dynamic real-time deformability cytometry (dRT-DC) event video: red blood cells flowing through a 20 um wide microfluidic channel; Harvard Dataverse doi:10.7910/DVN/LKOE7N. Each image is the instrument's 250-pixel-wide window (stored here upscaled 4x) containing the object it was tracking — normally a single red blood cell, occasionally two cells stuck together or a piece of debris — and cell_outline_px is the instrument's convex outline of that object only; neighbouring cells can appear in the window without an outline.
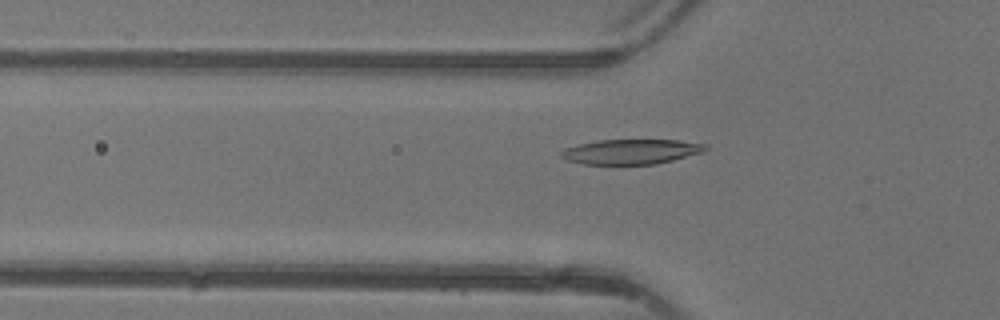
{"species": "common noctule bat (a hibernating species)", "species_latin": "Nyctalus noctula", "temperature_condition": "warm", "stored_images_in_passage": 48, "camera_frame_rate_fps": 3000, "um_per_image_px": 0.085, "animal": {"sex": "female"}, "frame": {"image": 1, "passage_image": 17, "time_ms": 5.333, "image_size_px": [1000, 320], "cell_outline_px": [[708, 148], [700, 152], [672, 160], [656, 164], [584, 164], [568, 160], [560, 156], [560, 152], [564, 148], [596, 140], [676, 140], [708, 144]], "centroid_in_image_um": [53.61, 12.88], "position_along_channel_um": 72.2, "area_um2": 20.75}}
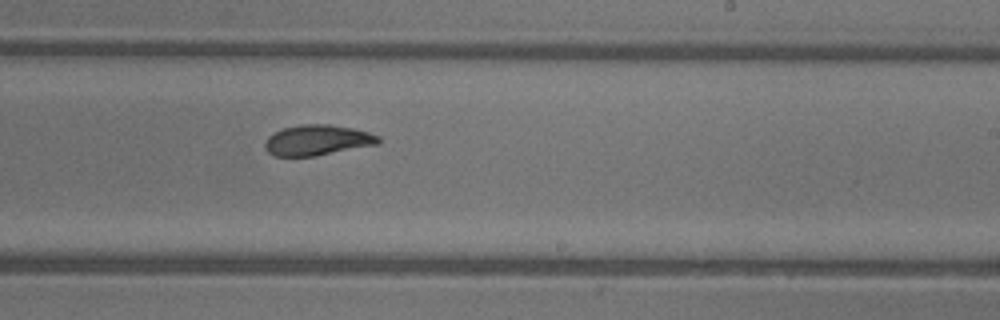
{"frame": {"image": 2, "passage_image": 30, "time_ms": 9.667, "image_size_px": [1000, 320], "cell_outline_px": [[380, 144], [316, 156], [272, 156], [264, 148], [264, 144], [268, 136], [284, 128], [300, 124], [328, 124], [352, 128], [368, 132], [380, 136]], "centroid_in_image_um": [26.99, 11.92], "position_along_channel_um": 262.0, "area_um2": 20.29}}
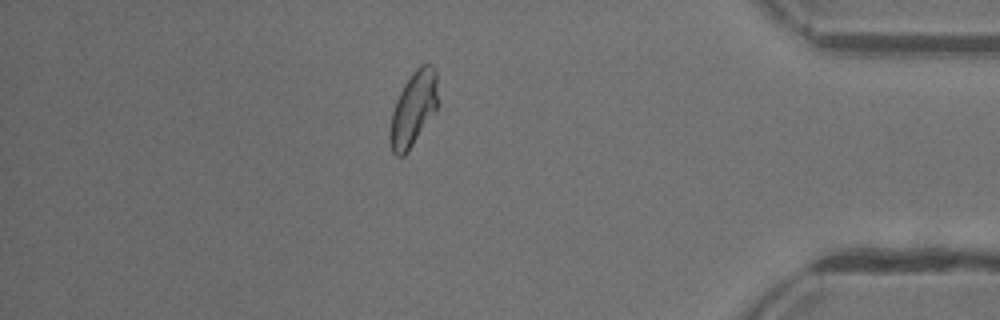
{"frame": {"image": 3, "passage_image": 42, "time_ms": 13.667, "image_size_px": [1000, 320], "cell_outline_px": [[440, 104], [408, 152], [404, 156], [396, 156], [392, 152], [388, 140], [388, 132], [392, 112], [396, 100], [404, 84], [412, 72], [420, 64], [432, 64], [436, 68]], "centroid_in_image_um": [35.15, 9.24], "position_along_channel_um": 400.0, "area_um2": 21.44}, "authors_computed_cell_mechanics": {"area_um2": 20.9236, "velocity_mm_per_s": 4.3703, "shape_relaxation_time_tau1_ms": 4.9332, "shape_relaxation_time_tau2_ms": 2.3136, "deformation_change_tau1": 0.1726, "deformation_change_tau2": 0.067}}